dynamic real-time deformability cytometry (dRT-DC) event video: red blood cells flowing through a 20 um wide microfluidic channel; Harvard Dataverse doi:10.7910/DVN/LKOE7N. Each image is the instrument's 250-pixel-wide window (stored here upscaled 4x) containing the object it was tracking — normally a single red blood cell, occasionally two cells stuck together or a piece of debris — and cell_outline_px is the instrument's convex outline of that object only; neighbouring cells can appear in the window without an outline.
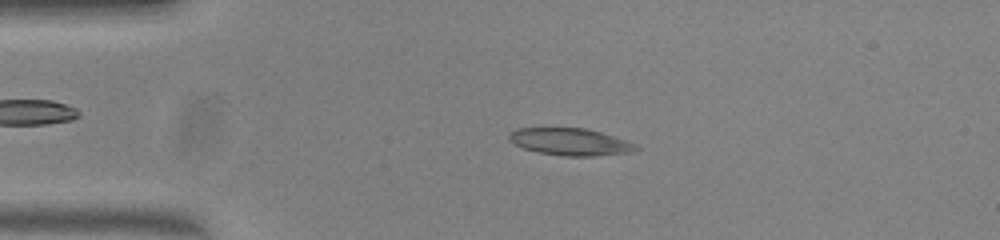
{"species": "common noctule bat (a hibernating species)", "species_latin": "Nyctalus noctula", "temperature_condition": "warm", "stored_images_in_passage": 52, "camera_frame_rate_fps": 3000, "um_per_image_px": 0.085, "animal": {"sex": "female", "body_mass_g": 23.0, "forearm_length_mm": 53.4}, "frame": {"image": 1, "passage_image": 11, "time_ms": 3.333, "image_size_px": [1000, 240], "cell_outline_px": [[640, 148], [632, 152], [596, 156], [568, 156], [540, 152], [524, 148], [508, 140], [508, 132], [516, 128], [584, 128], [600, 132], [628, 140], [636, 144]], "centroid_in_image_um": [48.49, 12.05], "position_along_channel_um": 36.5, "area_um2": 20.06}}
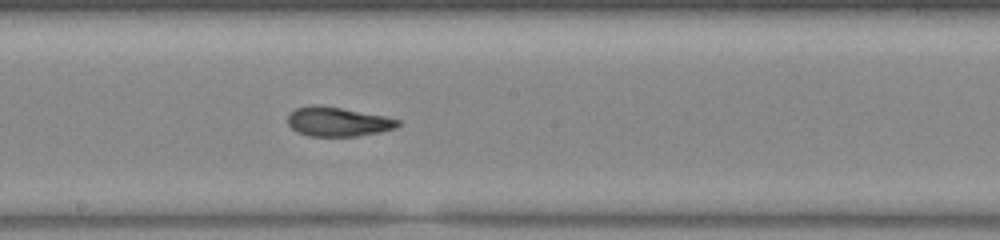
{"frame": {"image": 2, "passage_image": 28, "time_ms": 9.0, "image_size_px": [1000, 240], "cell_outline_px": [[400, 124], [396, 128], [380, 132], [356, 136], [308, 136], [296, 132], [288, 124], [288, 112], [296, 108], [308, 104], [320, 104], [384, 116], [400, 120]], "centroid_in_image_um": [28.66, 10.33], "position_along_channel_um": 219.5, "area_um2": 19.02}}
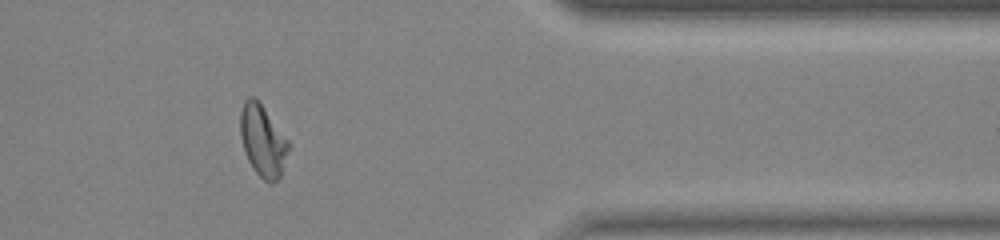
{"frame": {"image": 3, "passage_image": 43, "time_ms": 14.0, "image_size_px": [1000, 240], "cell_outline_px": [[292, 144], [280, 176], [272, 184], [268, 184], [256, 172], [248, 160], [240, 136], [240, 112], [244, 100], [248, 96], [252, 96], [260, 104]], "centroid_in_image_um": [22.35, 11.98], "position_along_channel_um": 389.0, "area_um2": 20.06}, "authors_computed_cell_mechanics": {"area_um2": 19.8254, "velocity_mm_per_s": 3.8309, "shape_relaxation_time_tau1_ms": 9.0141, "shape_relaxation_time_tau2_ms": 1.9136, "deformation_change_tau1": 0.2842, "deformation_change_tau2": 0.0853}}